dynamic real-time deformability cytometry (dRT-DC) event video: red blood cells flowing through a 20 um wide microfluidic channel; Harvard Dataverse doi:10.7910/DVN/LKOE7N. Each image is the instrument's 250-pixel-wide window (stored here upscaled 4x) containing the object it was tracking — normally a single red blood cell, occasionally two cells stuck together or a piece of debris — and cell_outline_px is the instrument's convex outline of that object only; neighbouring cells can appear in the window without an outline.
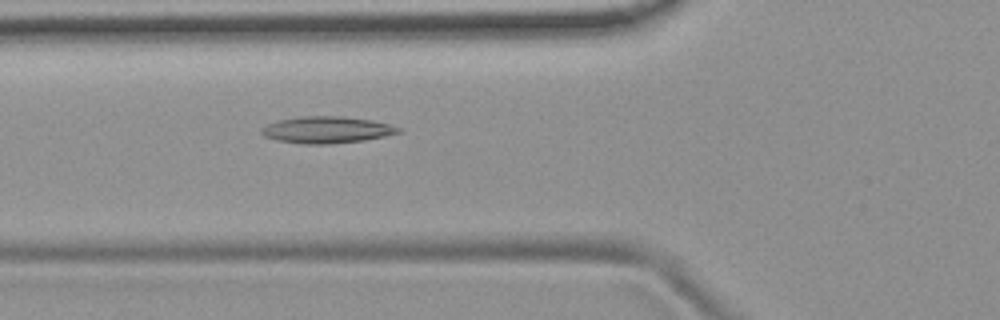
{"species": "common noctule bat (a hibernating species)", "species_latin": "Nyctalus noctula", "temperature_condition": "room temperature", "stored_images_in_passage": 44, "camera_frame_rate_fps": 3000, "um_per_image_px": 0.085, "animal": {"sex": "female", "body_mass_g": 19.9}, "frame": {"image": 1, "passage_image": 12, "time_ms": 3.667, "image_size_px": [1000, 320], "cell_outline_px": [[404, 128], [400, 132], [384, 136], [364, 140], [328, 144], [304, 144], [276, 140], [264, 136], [260, 132], [260, 128], [276, 120], [300, 116], [340, 116], [372, 120]], "centroid_in_image_um": [27.75, 11.03], "position_along_channel_um": 98.1, "area_um2": 21.39}}
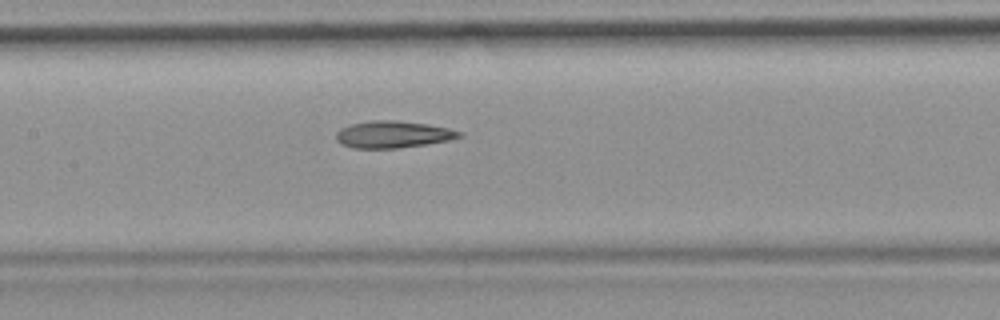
{"frame": {"image": 2, "passage_image": 18, "time_ms": 5.667, "image_size_px": [1000, 320], "cell_outline_px": [[464, 136], [452, 140], [396, 148], [352, 148], [340, 144], [336, 140], [336, 132], [340, 128], [352, 124], [372, 120], [396, 120], [428, 124], [448, 128], [464, 132]], "centroid_in_image_um": [33.42, 11.42], "position_along_channel_um": 174.0, "area_um2": 19.48}}
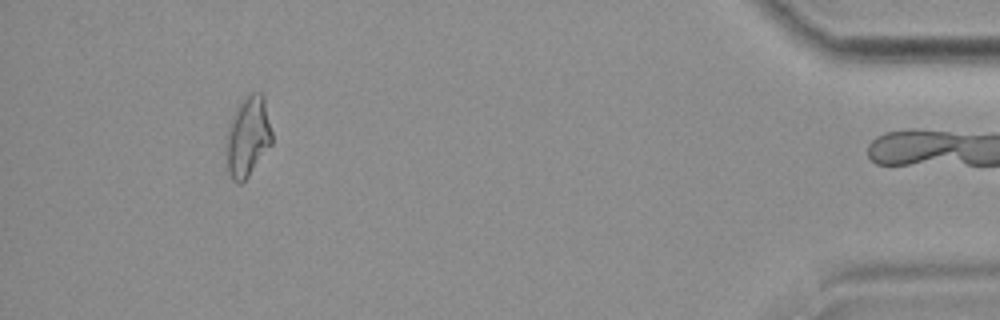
{"frame": {"image": 3, "passage_image": 42, "time_ms": 13.667, "image_size_px": [1000, 320], "cell_outline_px": [[272, 144], [248, 176], [240, 184], [236, 184], [232, 180], [228, 172], [228, 124], [240, 100], [248, 92], [260, 92], [264, 96], [272, 132]], "centroid_in_image_um": [21.09, 11.56], "position_along_channel_um": 414.1, "area_um2": 21.27}, "authors_computed_cell_mechanics": {"area_um2": 19.7387, "velocity_mm_per_s": 3.7861, "shape_relaxation_time_tau1_ms": null, "shape_relaxation_time_tau2_ms": 3.9524, "deformation_change_tau1": null, "deformation_change_tau2": 0.1372}}